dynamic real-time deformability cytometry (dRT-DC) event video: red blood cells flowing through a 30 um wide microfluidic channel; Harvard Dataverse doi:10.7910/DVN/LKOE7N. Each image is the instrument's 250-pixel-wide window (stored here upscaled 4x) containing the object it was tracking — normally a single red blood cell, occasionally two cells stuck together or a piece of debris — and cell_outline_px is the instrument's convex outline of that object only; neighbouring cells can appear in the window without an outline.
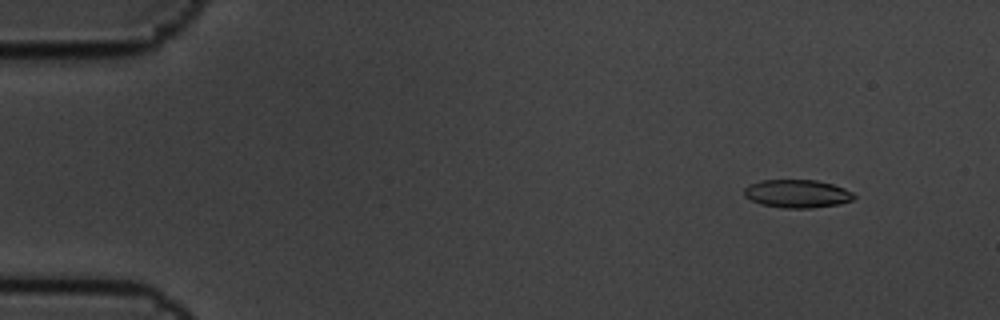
{"species": "common noctule bat (a hibernating species)", "species_latin": "Nyctalus noctula", "temperature_condition": "cold", "stored_images_in_passage": 5, "camera_frame_rate_fps": 3000, "um_per_image_px": 0.085, "animal": {"sex": "male", "body_mass_g": 19.5, "forearm_length_mm": 54.6}, "frame": {"image": 1, "passage_image": 1, "time_ms": 0.0, "image_size_px": [1000, 320], "cell_outline_px": [[856, 196], [852, 200], [840, 204], [812, 208], [780, 208], [760, 204], [744, 196], [744, 188], [748, 184], [760, 180], [816, 180], [832, 184], [844, 188], [852, 192]], "centroid_in_image_um": [67.74, 16.47], "position_along_channel_um": 17.3, "area_um2": 18.15}}
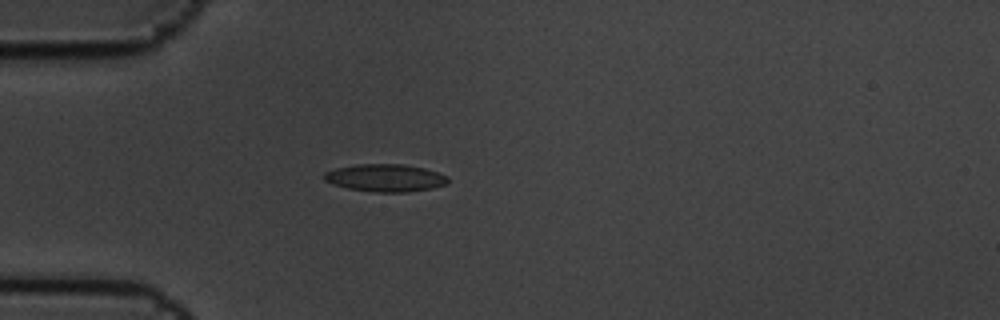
{"frame": {"image": 2, "passage_image": 4, "time_ms": 1.0, "image_size_px": [1000, 320], "cell_outline_px": [[448, 184], [432, 188], [408, 192], [372, 192], [348, 188], [332, 184], [324, 180], [324, 172], [336, 168], [356, 164], [404, 164], [424, 168], [448, 176]], "centroid_in_image_um": [32.75, 15.12], "position_along_channel_um": 52.2, "area_um2": 19.94}}